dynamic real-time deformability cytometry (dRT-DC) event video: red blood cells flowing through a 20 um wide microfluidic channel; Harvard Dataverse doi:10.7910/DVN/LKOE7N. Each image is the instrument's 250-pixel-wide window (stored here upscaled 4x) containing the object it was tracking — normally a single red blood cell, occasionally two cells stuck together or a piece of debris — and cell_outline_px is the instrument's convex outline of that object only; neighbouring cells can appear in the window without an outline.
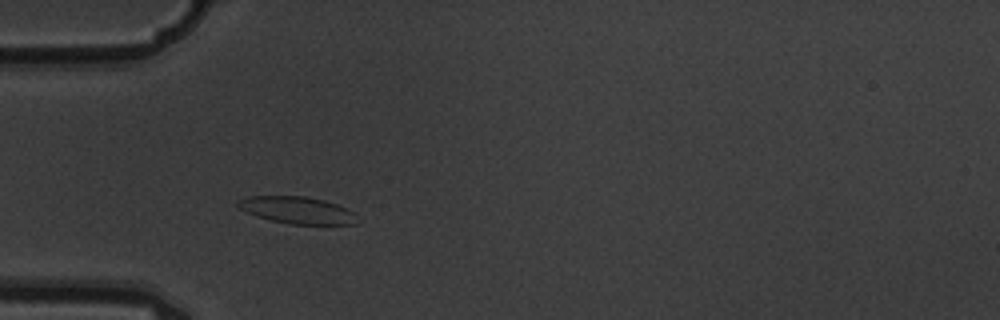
{"species": "common noctule bat (a hibernating species)", "species_latin": "Nyctalus noctula", "temperature_condition": "warm", "stored_images_in_passage": 6, "camera_frame_rate_fps": 3000, "um_per_image_px": 0.085, "animal": {"sex": "male", "body_mass_g": 19.5, "forearm_length_mm": 54.6}, "frame": {"image": 1, "passage_image": 3, "time_ms": 0.667, "image_size_px": [1000, 320], "cell_outline_px": [[356, 224], [288, 224], [256, 216], [240, 208], [236, 204], [236, 200], [248, 196], [304, 196], [324, 200], [336, 204], [352, 212]], "centroid_in_image_um": [25.19, 17.85], "position_along_channel_um": 59.8, "area_um2": 18.44}}
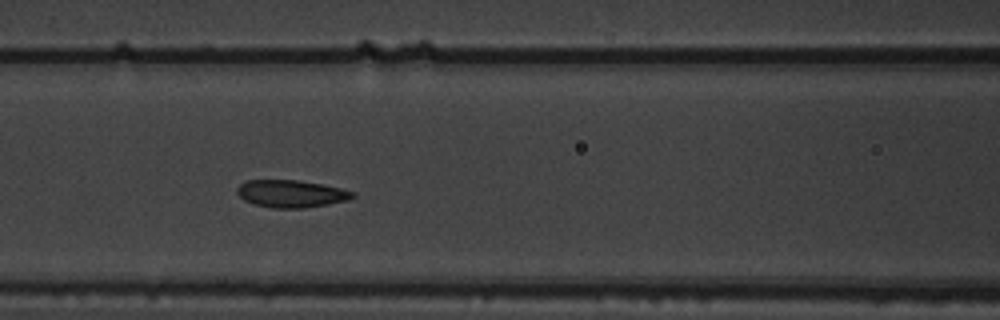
{"frame": {"image": 2, "passage_image": 5, "time_ms": 1.333, "image_size_px": [1000, 320], "cell_outline_px": [[356, 196], [348, 200], [328, 204], [304, 208], [272, 208], [256, 204], [244, 200], [236, 192], [236, 188], [240, 184], [248, 180], [296, 180], [320, 184], [340, 188], [352, 192]], "centroid_in_image_um": [24.72, 16.47], "position_along_channel_um": 141.9, "area_um2": 18.26}}
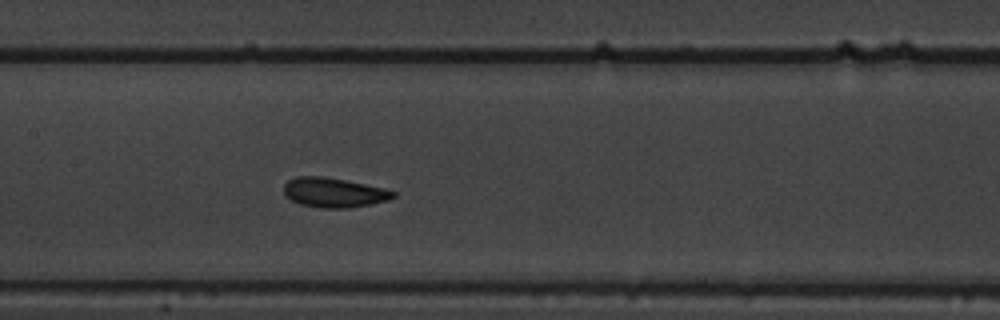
{"frame": {"image": 3, "passage_image": 6, "time_ms": 1.667, "image_size_px": [1000, 320], "cell_outline_px": [[396, 196], [388, 200], [372, 204], [348, 208], [320, 208], [300, 204], [284, 196], [284, 184], [288, 180], [296, 176], [320, 176], [344, 180], [384, 188], [396, 192]], "centroid_in_image_um": [28.36, 16.37], "position_along_channel_um": 179.0, "area_um2": 18.9}}